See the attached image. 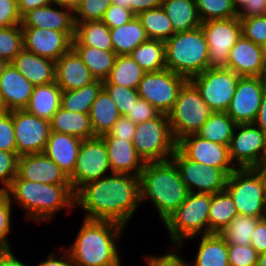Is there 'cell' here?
I'll list each match as a JSON object with an SVG mask.
<instances>
[{
    "label": "cell",
    "mask_w": 266,
    "mask_h": 266,
    "mask_svg": "<svg viewBox=\"0 0 266 266\" xmlns=\"http://www.w3.org/2000/svg\"><path fill=\"white\" fill-rule=\"evenodd\" d=\"M74 194L75 206L88 213L84 218L112 221L125 227L141 203L140 177L111 173L84 184Z\"/></svg>",
    "instance_id": "obj_1"
},
{
    "label": "cell",
    "mask_w": 266,
    "mask_h": 266,
    "mask_svg": "<svg viewBox=\"0 0 266 266\" xmlns=\"http://www.w3.org/2000/svg\"><path fill=\"white\" fill-rule=\"evenodd\" d=\"M123 229L116 222L85 218L68 250L75 266H121L116 240Z\"/></svg>",
    "instance_id": "obj_2"
},
{
    "label": "cell",
    "mask_w": 266,
    "mask_h": 266,
    "mask_svg": "<svg viewBox=\"0 0 266 266\" xmlns=\"http://www.w3.org/2000/svg\"><path fill=\"white\" fill-rule=\"evenodd\" d=\"M6 192L11 201L16 200L24 208L27 219L40 223L52 219L62 208L71 211L75 206V194L70 184L32 182L17 175Z\"/></svg>",
    "instance_id": "obj_3"
},
{
    "label": "cell",
    "mask_w": 266,
    "mask_h": 266,
    "mask_svg": "<svg viewBox=\"0 0 266 266\" xmlns=\"http://www.w3.org/2000/svg\"><path fill=\"white\" fill-rule=\"evenodd\" d=\"M140 192L141 202L150 199L162 222L171 216L189 194L177 166L171 159L145 163L140 175Z\"/></svg>",
    "instance_id": "obj_4"
},
{
    "label": "cell",
    "mask_w": 266,
    "mask_h": 266,
    "mask_svg": "<svg viewBox=\"0 0 266 266\" xmlns=\"http://www.w3.org/2000/svg\"><path fill=\"white\" fill-rule=\"evenodd\" d=\"M166 69L190 80L209 68V50L201 26L176 32L165 41Z\"/></svg>",
    "instance_id": "obj_5"
},
{
    "label": "cell",
    "mask_w": 266,
    "mask_h": 266,
    "mask_svg": "<svg viewBox=\"0 0 266 266\" xmlns=\"http://www.w3.org/2000/svg\"><path fill=\"white\" fill-rule=\"evenodd\" d=\"M211 194L189 192L185 201L164 222L170 239L180 251L183 239L209 234ZM196 235V236H195ZM178 246V247H177Z\"/></svg>",
    "instance_id": "obj_6"
},
{
    "label": "cell",
    "mask_w": 266,
    "mask_h": 266,
    "mask_svg": "<svg viewBox=\"0 0 266 266\" xmlns=\"http://www.w3.org/2000/svg\"><path fill=\"white\" fill-rule=\"evenodd\" d=\"M225 190L239 215L266 217V181L257 168L236 167L227 177Z\"/></svg>",
    "instance_id": "obj_7"
},
{
    "label": "cell",
    "mask_w": 266,
    "mask_h": 266,
    "mask_svg": "<svg viewBox=\"0 0 266 266\" xmlns=\"http://www.w3.org/2000/svg\"><path fill=\"white\" fill-rule=\"evenodd\" d=\"M213 111L203 101L199 90L187 80L180 88L174 107L168 114L172 135L176 142L196 134Z\"/></svg>",
    "instance_id": "obj_8"
},
{
    "label": "cell",
    "mask_w": 266,
    "mask_h": 266,
    "mask_svg": "<svg viewBox=\"0 0 266 266\" xmlns=\"http://www.w3.org/2000/svg\"><path fill=\"white\" fill-rule=\"evenodd\" d=\"M132 143L145 163L170 160L177 142L172 135L168 115L160 113L154 119L138 123Z\"/></svg>",
    "instance_id": "obj_9"
},
{
    "label": "cell",
    "mask_w": 266,
    "mask_h": 266,
    "mask_svg": "<svg viewBox=\"0 0 266 266\" xmlns=\"http://www.w3.org/2000/svg\"><path fill=\"white\" fill-rule=\"evenodd\" d=\"M240 77L227 68H208L190 81L213 112H226Z\"/></svg>",
    "instance_id": "obj_10"
},
{
    "label": "cell",
    "mask_w": 266,
    "mask_h": 266,
    "mask_svg": "<svg viewBox=\"0 0 266 266\" xmlns=\"http://www.w3.org/2000/svg\"><path fill=\"white\" fill-rule=\"evenodd\" d=\"M187 79L169 69L145 73L137 88L141 99L146 100L159 113L168 115L174 107L180 88Z\"/></svg>",
    "instance_id": "obj_11"
},
{
    "label": "cell",
    "mask_w": 266,
    "mask_h": 266,
    "mask_svg": "<svg viewBox=\"0 0 266 266\" xmlns=\"http://www.w3.org/2000/svg\"><path fill=\"white\" fill-rule=\"evenodd\" d=\"M109 169L108 153L103 139L100 136L84 139L79 148L74 172L68 177L73 192L88 182L107 176Z\"/></svg>",
    "instance_id": "obj_12"
},
{
    "label": "cell",
    "mask_w": 266,
    "mask_h": 266,
    "mask_svg": "<svg viewBox=\"0 0 266 266\" xmlns=\"http://www.w3.org/2000/svg\"><path fill=\"white\" fill-rule=\"evenodd\" d=\"M209 50V68H226L232 46L242 36L240 17L201 22Z\"/></svg>",
    "instance_id": "obj_13"
},
{
    "label": "cell",
    "mask_w": 266,
    "mask_h": 266,
    "mask_svg": "<svg viewBox=\"0 0 266 266\" xmlns=\"http://www.w3.org/2000/svg\"><path fill=\"white\" fill-rule=\"evenodd\" d=\"M265 154L266 134L254 123L236 124L229 145L232 165L239 169L258 168Z\"/></svg>",
    "instance_id": "obj_14"
},
{
    "label": "cell",
    "mask_w": 266,
    "mask_h": 266,
    "mask_svg": "<svg viewBox=\"0 0 266 266\" xmlns=\"http://www.w3.org/2000/svg\"><path fill=\"white\" fill-rule=\"evenodd\" d=\"M171 160L177 166L181 180L189 192L214 194L225 190L228 175L222 169L194 162L178 148Z\"/></svg>",
    "instance_id": "obj_15"
},
{
    "label": "cell",
    "mask_w": 266,
    "mask_h": 266,
    "mask_svg": "<svg viewBox=\"0 0 266 266\" xmlns=\"http://www.w3.org/2000/svg\"><path fill=\"white\" fill-rule=\"evenodd\" d=\"M17 155L43 153L51 132L50 121L28 113L12 110Z\"/></svg>",
    "instance_id": "obj_16"
},
{
    "label": "cell",
    "mask_w": 266,
    "mask_h": 266,
    "mask_svg": "<svg viewBox=\"0 0 266 266\" xmlns=\"http://www.w3.org/2000/svg\"><path fill=\"white\" fill-rule=\"evenodd\" d=\"M266 82L261 77H240L226 113L236 124L254 123Z\"/></svg>",
    "instance_id": "obj_17"
},
{
    "label": "cell",
    "mask_w": 266,
    "mask_h": 266,
    "mask_svg": "<svg viewBox=\"0 0 266 266\" xmlns=\"http://www.w3.org/2000/svg\"><path fill=\"white\" fill-rule=\"evenodd\" d=\"M177 148L188 159L207 167L222 169L228 176L236 169L235 166H231L229 146L211 142L197 134H190L180 139Z\"/></svg>",
    "instance_id": "obj_18"
},
{
    "label": "cell",
    "mask_w": 266,
    "mask_h": 266,
    "mask_svg": "<svg viewBox=\"0 0 266 266\" xmlns=\"http://www.w3.org/2000/svg\"><path fill=\"white\" fill-rule=\"evenodd\" d=\"M23 48L43 58L57 61L72 47L75 32L43 28H22Z\"/></svg>",
    "instance_id": "obj_19"
},
{
    "label": "cell",
    "mask_w": 266,
    "mask_h": 266,
    "mask_svg": "<svg viewBox=\"0 0 266 266\" xmlns=\"http://www.w3.org/2000/svg\"><path fill=\"white\" fill-rule=\"evenodd\" d=\"M53 4L61 9L53 8ZM66 9V10H65ZM22 28L52 29L58 32H75L74 8L63 2L53 1L29 10L22 16Z\"/></svg>",
    "instance_id": "obj_20"
},
{
    "label": "cell",
    "mask_w": 266,
    "mask_h": 266,
    "mask_svg": "<svg viewBox=\"0 0 266 266\" xmlns=\"http://www.w3.org/2000/svg\"><path fill=\"white\" fill-rule=\"evenodd\" d=\"M17 175L24 180L44 184H70L69 178L44 153L18 157Z\"/></svg>",
    "instance_id": "obj_21"
},
{
    "label": "cell",
    "mask_w": 266,
    "mask_h": 266,
    "mask_svg": "<svg viewBox=\"0 0 266 266\" xmlns=\"http://www.w3.org/2000/svg\"><path fill=\"white\" fill-rule=\"evenodd\" d=\"M34 86L12 63H4L0 70V93L7 111L25 109Z\"/></svg>",
    "instance_id": "obj_22"
},
{
    "label": "cell",
    "mask_w": 266,
    "mask_h": 266,
    "mask_svg": "<svg viewBox=\"0 0 266 266\" xmlns=\"http://www.w3.org/2000/svg\"><path fill=\"white\" fill-rule=\"evenodd\" d=\"M264 63L262 46L241 36L230 49L226 68L241 77H261Z\"/></svg>",
    "instance_id": "obj_23"
},
{
    "label": "cell",
    "mask_w": 266,
    "mask_h": 266,
    "mask_svg": "<svg viewBox=\"0 0 266 266\" xmlns=\"http://www.w3.org/2000/svg\"><path fill=\"white\" fill-rule=\"evenodd\" d=\"M100 137L107 148L110 172L140 177L145 162L138 155L132 141L116 139L108 133Z\"/></svg>",
    "instance_id": "obj_24"
},
{
    "label": "cell",
    "mask_w": 266,
    "mask_h": 266,
    "mask_svg": "<svg viewBox=\"0 0 266 266\" xmlns=\"http://www.w3.org/2000/svg\"><path fill=\"white\" fill-rule=\"evenodd\" d=\"M95 80L72 47L55 61V82L62 91L77 90Z\"/></svg>",
    "instance_id": "obj_25"
},
{
    "label": "cell",
    "mask_w": 266,
    "mask_h": 266,
    "mask_svg": "<svg viewBox=\"0 0 266 266\" xmlns=\"http://www.w3.org/2000/svg\"><path fill=\"white\" fill-rule=\"evenodd\" d=\"M82 141L72 135L51 131L43 153L69 177L74 172Z\"/></svg>",
    "instance_id": "obj_26"
},
{
    "label": "cell",
    "mask_w": 266,
    "mask_h": 266,
    "mask_svg": "<svg viewBox=\"0 0 266 266\" xmlns=\"http://www.w3.org/2000/svg\"><path fill=\"white\" fill-rule=\"evenodd\" d=\"M11 63L33 86L55 81V61L38 56L24 48Z\"/></svg>",
    "instance_id": "obj_27"
},
{
    "label": "cell",
    "mask_w": 266,
    "mask_h": 266,
    "mask_svg": "<svg viewBox=\"0 0 266 266\" xmlns=\"http://www.w3.org/2000/svg\"><path fill=\"white\" fill-rule=\"evenodd\" d=\"M62 89L54 81L50 84L34 86L25 110L39 118L51 120L61 107Z\"/></svg>",
    "instance_id": "obj_28"
},
{
    "label": "cell",
    "mask_w": 266,
    "mask_h": 266,
    "mask_svg": "<svg viewBox=\"0 0 266 266\" xmlns=\"http://www.w3.org/2000/svg\"><path fill=\"white\" fill-rule=\"evenodd\" d=\"M51 131L72 135L82 140L93 138L89 114L71 112L60 107L50 120Z\"/></svg>",
    "instance_id": "obj_29"
},
{
    "label": "cell",
    "mask_w": 266,
    "mask_h": 266,
    "mask_svg": "<svg viewBox=\"0 0 266 266\" xmlns=\"http://www.w3.org/2000/svg\"><path fill=\"white\" fill-rule=\"evenodd\" d=\"M89 117L94 136L107 134L121 117L119 109L103 88L92 103Z\"/></svg>",
    "instance_id": "obj_30"
},
{
    "label": "cell",
    "mask_w": 266,
    "mask_h": 266,
    "mask_svg": "<svg viewBox=\"0 0 266 266\" xmlns=\"http://www.w3.org/2000/svg\"><path fill=\"white\" fill-rule=\"evenodd\" d=\"M193 266H229L228 245L218 233L200 235Z\"/></svg>",
    "instance_id": "obj_31"
},
{
    "label": "cell",
    "mask_w": 266,
    "mask_h": 266,
    "mask_svg": "<svg viewBox=\"0 0 266 266\" xmlns=\"http://www.w3.org/2000/svg\"><path fill=\"white\" fill-rule=\"evenodd\" d=\"M72 45L113 51L110 28L102 20L79 22L75 24V36Z\"/></svg>",
    "instance_id": "obj_32"
},
{
    "label": "cell",
    "mask_w": 266,
    "mask_h": 266,
    "mask_svg": "<svg viewBox=\"0 0 266 266\" xmlns=\"http://www.w3.org/2000/svg\"><path fill=\"white\" fill-rule=\"evenodd\" d=\"M110 37L116 55H129L148 39L137 16L122 26L110 29Z\"/></svg>",
    "instance_id": "obj_33"
},
{
    "label": "cell",
    "mask_w": 266,
    "mask_h": 266,
    "mask_svg": "<svg viewBox=\"0 0 266 266\" xmlns=\"http://www.w3.org/2000/svg\"><path fill=\"white\" fill-rule=\"evenodd\" d=\"M175 32H183L201 26L195 0H162V6Z\"/></svg>",
    "instance_id": "obj_34"
},
{
    "label": "cell",
    "mask_w": 266,
    "mask_h": 266,
    "mask_svg": "<svg viewBox=\"0 0 266 266\" xmlns=\"http://www.w3.org/2000/svg\"><path fill=\"white\" fill-rule=\"evenodd\" d=\"M129 55L146 73L166 69L165 41L148 38Z\"/></svg>",
    "instance_id": "obj_35"
},
{
    "label": "cell",
    "mask_w": 266,
    "mask_h": 266,
    "mask_svg": "<svg viewBox=\"0 0 266 266\" xmlns=\"http://www.w3.org/2000/svg\"><path fill=\"white\" fill-rule=\"evenodd\" d=\"M72 48L89 68L95 79L103 81L109 76L117 58L114 51H104L83 45H72Z\"/></svg>",
    "instance_id": "obj_36"
},
{
    "label": "cell",
    "mask_w": 266,
    "mask_h": 266,
    "mask_svg": "<svg viewBox=\"0 0 266 266\" xmlns=\"http://www.w3.org/2000/svg\"><path fill=\"white\" fill-rule=\"evenodd\" d=\"M236 215H238L236 206L226 190L211 194L208 213L209 234H220Z\"/></svg>",
    "instance_id": "obj_37"
},
{
    "label": "cell",
    "mask_w": 266,
    "mask_h": 266,
    "mask_svg": "<svg viewBox=\"0 0 266 266\" xmlns=\"http://www.w3.org/2000/svg\"><path fill=\"white\" fill-rule=\"evenodd\" d=\"M146 72L132 59L130 55H117L115 64L103 84H116L137 89Z\"/></svg>",
    "instance_id": "obj_38"
},
{
    "label": "cell",
    "mask_w": 266,
    "mask_h": 266,
    "mask_svg": "<svg viewBox=\"0 0 266 266\" xmlns=\"http://www.w3.org/2000/svg\"><path fill=\"white\" fill-rule=\"evenodd\" d=\"M236 123L226 112H212L196 133L203 139L229 146Z\"/></svg>",
    "instance_id": "obj_39"
},
{
    "label": "cell",
    "mask_w": 266,
    "mask_h": 266,
    "mask_svg": "<svg viewBox=\"0 0 266 266\" xmlns=\"http://www.w3.org/2000/svg\"><path fill=\"white\" fill-rule=\"evenodd\" d=\"M103 88V81L96 79L77 90L62 91L61 107L71 112L89 114L92 103Z\"/></svg>",
    "instance_id": "obj_40"
},
{
    "label": "cell",
    "mask_w": 266,
    "mask_h": 266,
    "mask_svg": "<svg viewBox=\"0 0 266 266\" xmlns=\"http://www.w3.org/2000/svg\"><path fill=\"white\" fill-rule=\"evenodd\" d=\"M136 16L149 39L166 41L176 33L162 7L140 12Z\"/></svg>",
    "instance_id": "obj_41"
},
{
    "label": "cell",
    "mask_w": 266,
    "mask_h": 266,
    "mask_svg": "<svg viewBox=\"0 0 266 266\" xmlns=\"http://www.w3.org/2000/svg\"><path fill=\"white\" fill-rule=\"evenodd\" d=\"M262 218L236 215L220 233L227 245H251L252 233Z\"/></svg>",
    "instance_id": "obj_42"
},
{
    "label": "cell",
    "mask_w": 266,
    "mask_h": 266,
    "mask_svg": "<svg viewBox=\"0 0 266 266\" xmlns=\"http://www.w3.org/2000/svg\"><path fill=\"white\" fill-rule=\"evenodd\" d=\"M23 49L21 25L0 28V61L11 63Z\"/></svg>",
    "instance_id": "obj_43"
},
{
    "label": "cell",
    "mask_w": 266,
    "mask_h": 266,
    "mask_svg": "<svg viewBox=\"0 0 266 266\" xmlns=\"http://www.w3.org/2000/svg\"><path fill=\"white\" fill-rule=\"evenodd\" d=\"M201 22L238 17L232 0H195Z\"/></svg>",
    "instance_id": "obj_44"
},
{
    "label": "cell",
    "mask_w": 266,
    "mask_h": 266,
    "mask_svg": "<svg viewBox=\"0 0 266 266\" xmlns=\"http://www.w3.org/2000/svg\"><path fill=\"white\" fill-rule=\"evenodd\" d=\"M103 89L114 101L121 116H126L140 98L137 89H132L126 86L103 84Z\"/></svg>",
    "instance_id": "obj_45"
},
{
    "label": "cell",
    "mask_w": 266,
    "mask_h": 266,
    "mask_svg": "<svg viewBox=\"0 0 266 266\" xmlns=\"http://www.w3.org/2000/svg\"><path fill=\"white\" fill-rule=\"evenodd\" d=\"M112 0H81L74 7V23L102 20Z\"/></svg>",
    "instance_id": "obj_46"
},
{
    "label": "cell",
    "mask_w": 266,
    "mask_h": 266,
    "mask_svg": "<svg viewBox=\"0 0 266 266\" xmlns=\"http://www.w3.org/2000/svg\"><path fill=\"white\" fill-rule=\"evenodd\" d=\"M242 36L263 46L266 43V15L240 17Z\"/></svg>",
    "instance_id": "obj_47"
},
{
    "label": "cell",
    "mask_w": 266,
    "mask_h": 266,
    "mask_svg": "<svg viewBox=\"0 0 266 266\" xmlns=\"http://www.w3.org/2000/svg\"><path fill=\"white\" fill-rule=\"evenodd\" d=\"M229 266H257L259 253L251 246L228 245Z\"/></svg>",
    "instance_id": "obj_48"
},
{
    "label": "cell",
    "mask_w": 266,
    "mask_h": 266,
    "mask_svg": "<svg viewBox=\"0 0 266 266\" xmlns=\"http://www.w3.org/2000/svg\"><path fill=\"white\" fill-rule=\"evenodd\" d=\"M18 157L16 153L0 150V182L4 186L0 191H6L17 176Z\"/></svg>",
    "instance_id": "obj_49"
},
{
    "label": "cell",
    "mask_w": 266,
    "mask_h": 266,
    "mask_svg": "<svg viewBox=\"0 0 266 266\" xmlns=\"http://www.w3.org/2000/svg\"><path fill=\"white\" fill-rule=\"evenodd\" d=\"M12 201L6 191H0V249H9L7 235L11 230Z\"/></svg>",
    "instance_id": "obj_50"
},
{
    "label": "cell",
    "mask_w": 266,
    "mask_h": 266,
    "mask_svg": "<svg viewBox=\"0 0 266 266\" xmlns=\"http://www.w3.org/2000/svg\"><path fill=\"white\" fill-rule=\"evenodd\" d=\"M0 150L17 154L11 111L0 114Z\"/></svg>",
    "instance_id": "obj_51"
},
{
    "label": "cell",
    "mask_w": 266,
    "mask_h": 266,
    "mask_svg": "<svg viewBox=\"0 0 266 266\" xmlns=\"http://www.w3.org/2000/svg\"><path fill=\"white\" fill-rule=\"evenodd\" d=\"M21 22L16 0H0V28L21 25Z\"/></svg>",
    "instance_id": "obj_52"
},
{
    "label": "cell",
    "mask_w": 266,
    "mask_h": 266,
    "mask_svg": "<svg viewBox=\"0 0 266 266\" xmlns=\"http://www.w3.org/2000/svg\"><path fill=\"white\" fill-rule=\"evenodd\" d=\"M135 16L131 10L111 4L106 9L102 21L112 29L126 24Z\"/></svg>",
    "instance_id": "obj_53"
},
{
    "label": "cell",
    "mask_w": 266,
    "mask_h": 266,
    "mask_svg": "<svg viewBox=\"0 0 266 266\" xmlns=\"http://www.w3.org/2000/svg\"><path fill=\"white\" fill-rule=\"evenodd\" d=\"M159 111L146 100L139 98L131 111L126 115L135 124L156 118Z\"/></svg>",
    "instance_id": "obj_54"
},
{
    "label": "cell",
    "mask_w": 266,
    "mask_h": 266,
    "mask_svg": "<svg viewBox=\"0 0 266 266\" xmlns=\"http://www.w3.org/2000/svg\"><path fill=\"white\" fill-rule=\"evenodd\" d=\"M136 125L128 117L121 116L108 134L116 139H123L126 141H133Z\"/></svg>",
    "instance_id": "obj_55"
},
{
    "label": "cell",
    "mask_w": 266,
    "mask_h": 266,
    "mask_svg": "<svg viewBox=\"0 0 266 266\" xmlns=\"http://www.w3.org/2000/svg\"><path fill=\"white\" fill-rule=\"evenodd\" d=\"M177 253H167L163 256H146L147 266H193L191 263H186ZM191 264V265H190Z\"/></svg>",
    "instance_id": "obj_56"
},
{
    "label": "cell",
    "mask_w": 266,
    "mask_h": 266,
    "mask_svg": "<svg viewBox=\"0 0 266 266\" xmlns=\"http://www.w3.org/2000/svg\"><path fill=\"white\" fill-rule=\"evenodd\" d=\"M251 246L259 254L266 251V217L258 221L252 233Z\"/></svg>",
    "instance_id": "obj_57"
},
{
    "label": "cell",
    "mask_w": 266,
    "mask_h": 266,
    "mask_svg": "<svg viewBox=\"0 0 266 266\" xmlns=\"http://www.w3.org/2000/svg\"><path fill=\"white\" fill-rule=\"evenodd\" d=\"M266 15V0H250L238 13L239 17H253Z\"/></svg>",
    "instance_id": "obj_58"
},
{
    "label": "cell",
    "mask_w": 266,
    "mask_h": 266,
    "mask_svg": "<svg viewBox=\"0 0 266 266\" xmlns=\"http://www.w3.org/2000/svg\"><path fill=\"white\" fill-rule=\"evenodd\" d=\"M129 10L135 15L162 6V0H128Z\"/></svg>",
    "instance_id": "obj_59"
},
{
    "label": "cell",
    "mask_w": 266,
    "mask_h": 266,
    "mask_svg": "<svg viewBox=\"0 0 266 266\" xmlns=\"http://www.w3.org/2000/svg\"><path fill=\"white\" fill-rule=\"evenodd\" d=\"M68 253V254H67ZM64 254V256L57 258L55 253H51L47 260L40 262L38 266H75L72 257L69 252Z\"/></svg>",
    "instance_id": "obj_60"
},
{
    "label": "cell",
    "mask_w": 266,
    "mask_h": 266,
    "mask_svg": "<svg viewBox=\"0 0 266 266\" xmlns=\"http://www.w3.org/2000/svg\"><path fill=\"white\" fill-rule=\"evenodd\" d=\"M54 0H16L20 15L23 16L29 10L45 6Z\"/></svg>",
    "instance_id": "obj_61"
},
{
    "label": "cell",
    "mask_w": 266,
    "mask_h": 266,
    "mask_svg": "<svg viewBox=\"0 0 266 266\" xmlns=\"http://www.w3.org/2000/svg\"><path fill=\"white\" fill-rule=\"evenodd\" d=\"M254 124L266 134V84L263 89L260 109L258 111Z\"/></svg>",
    "instance_id": "obj_62"
},
{
    "label": "cell",
    "mask_w": 266,
    "mask_h": 266,
    "mask_svg": "<svg viewBox=\"0 0 266 266\" xmlns=\"http://www.w3.org/2000/svg\"><path fill=\"white\" fill-rule=\"evenodd\" d=\"M0 266H27L19 261L11 249H0Z\"/></svg>",
    "instance_id": "obj_63"
},
{
    "label": "cell",
    "mask_w": 266,
    "mask_h": 266,
    "mask_svg": "<svg viewBox=\"0 0 266 266\" xmlns=\"http://www.w3.org/2000/svg\"><path fill=\"white\" fill-rule=\"evenodd\" d=\"M250 0H232L233 6L237 13H239Z\"/></svg>",
    "instance_id": "obj_64"
},
{
    "label": "cell",
    "mask_w": 266,
    "mask_h": 266,
    "mask_svg": "<svg viewBox=\"0 0 266 266\" xmlns=\"http://www.w3.org/2000/svg\"><path fill=\"white\" fill-rule=\"evenodd\" d=\"M112 4L121 6L129 10V3L128 0H112Z\"/></svg>",
    "instance_id": "obj_65"
},
{
    "label": "cell",
    "mask_w": 266,
    "mask_h": 266,
    "mask_svg": "<svg viewBox=\"0 0 266 266\" xmlns=\"http://www.w3.org/2000/svg\"><path fill=\"white\" fill-rule=\"evenodd\" d=\"M257 266H266V251L258 255V265Z\"/></svg>",
    "instance_id": "obj_66"
},
{
    "label": "cell",
    "mask_w": 266,
    "mask_h": 266,
    "mask_svg": "<svg viewBox=\"0 0 266 266\" xmlns=\"http://www.w3.org/2000/svg\"><path fill=\"white\" fill-rule=\"evenodd\" d=\"M257 169L263 174L266 181V159L261 162Z\"/></svg>",
    "instance_id": "obj_67"
},
{
    "label": "cell",
    "mask_w": 266,
    "mask_h": 266,
    "mask_svg": "<svg viewBox=\"0 0 266 266\" xmlns=\"http://www.w3.org/2000/svg\"><path fill=\"white\" fill-rule=\"evenodd\" d=\"M59 2H63L68 6L75 7L81 0H55Z\"/></svg>",
    "instance_id": "obj_68"
},
{
    "label": "cell",
    "mask_w": 266,
    "mask_h": 266,
    "mask_svg": "<svg viewBox=\"0 0 266 266\" xmlns=\"http://www.w3.org/2000/svg\"><path fill=\"white\" fill-rule=\"evenodd\" d=\"M6 111H7V109H6V106L2 100L1 93H0V114L4 113Z\"/></svg>",
    "instance_id": "obj_69"
},
{
    "label": "cell",
    "mask_w": 266,
    "mask_h": 266,
    "mask_svg": "<svg viewBox=\"0 0 266 266\" xmlns=\"http://www.w3.org/2000/svg\"><path fill=\"white\" fill-rule=\"evenodd\" d=\"M261 78L266 82V60L264 63V69H263V73L261 75Z\"/></svg>",
    "instance_id": "obj_70"
},
{
    "label": "cell",
    "mask_w": 266,
    "mask_h": 266,
    "mask_svg": "<svg viewBox=\"0 0 266 266\" xmlns=\"http://www.w3.org/2000/svg\"><path fill=\"white\" fill-rule=\"evenodd\" d=\"M262 51H263L264 59L266 60V43L262 46Z\"/></svg>",
    "instance_id": "obj_71"
},
{
    "label": "cell",
    "mask_w": 266,
    "mask_h": 266,
    "mask_svg": "<svg viewBox=\"0 0 266 266\" xmlns=\"http://www.w3.org/2000/svg\"><path fill=\"white\" fill-rule=\"evenodd\" d=\"M3 62L2 61H0V70H1V68H2V66H3Z\"/></svg>",
    "instance_id": "obj_72"
}]
</instances>
